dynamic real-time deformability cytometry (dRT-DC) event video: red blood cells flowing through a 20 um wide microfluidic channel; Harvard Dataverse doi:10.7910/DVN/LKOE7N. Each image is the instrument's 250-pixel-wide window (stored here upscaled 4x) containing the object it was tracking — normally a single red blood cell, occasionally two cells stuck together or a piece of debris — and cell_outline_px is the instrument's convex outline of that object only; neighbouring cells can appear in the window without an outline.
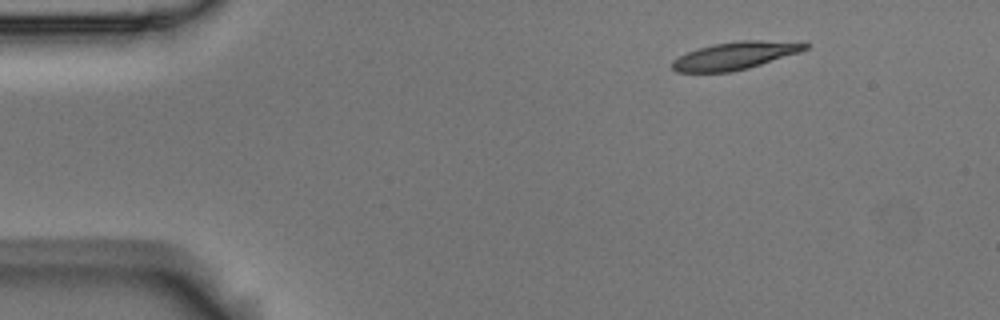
{"species": "Egyptian fruit bat (a non-hibernating species)", "species_latin": "Rousettus aegyptiacus", "temperature_condition": "room temperature", "stored_images_in_passage": 3, "camera_frame_rate_fps": 3000, "um_per_image_px": 0.085, "animal": {"sex": "male"}, "frame": {"image": 1, "passage_image": 1, "time_ms": 0.0, "image_size_px": [1000, 320], "cell_outline_px": [[812, 44], [808, 48], [800, 52], [748, 68], [732, 72], [676, 72], [672, 68], [672, 60], [688, 52], [712, 44], [740, 40], [760, 40]], "centroid_in_image_um": [62.46, 4.73], "position_along_channel_um": 22.5, "area_um2": 21.15}}